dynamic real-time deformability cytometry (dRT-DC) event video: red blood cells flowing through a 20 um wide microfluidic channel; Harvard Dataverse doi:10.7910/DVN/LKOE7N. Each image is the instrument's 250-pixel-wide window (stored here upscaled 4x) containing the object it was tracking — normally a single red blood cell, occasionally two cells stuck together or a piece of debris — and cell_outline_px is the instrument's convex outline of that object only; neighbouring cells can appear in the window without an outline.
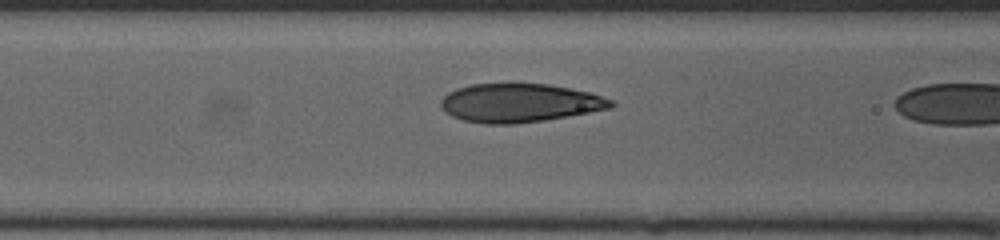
{"species": "human", "species_latin": "Homo sapiens", "temperature_condition": "cold", "stored_images_in_passage": 7, "camera_frame_rate_fps": 3000, "um_per_image_px": 0.085, "donor": {"sex": "female"}, "frame": {"image": 1, "passage_image": 6, "time_ms": 1.667, "image_size_px": [1000, 240], "cell_outline_px": [[616, 104], [612, 108], [544, 120], [512, 124], [484, 124], [464, 120], [452, 116], [440, 104], [440, 100], [448, 92], [456, 88], [472, 84], [548, 84], [588, 92], [612, 100]], "centroid_in_image_um": [44.16, 8.75], "position_along_channel_um": 122.4, "area_um2": 37.92}}